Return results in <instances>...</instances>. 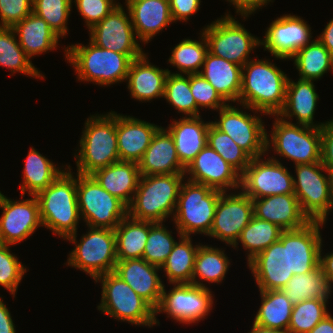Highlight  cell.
Listing matches in <instances>:
<instances>
[{
	"label": "cell",
	"mask_w": 333,
	"mask_h": 333,
	"mask_svg": "<svg viewBox=\"0 0 333 333\" xmlns=\"http://www.w3.org/2000/svg\"><path fill=\"white\" fill-rule=\"evenodd\" d=\"M288 79L269 60H249L242 67L240 105L256 113L278 115L285 104Z\"/></svg>",
	"instance_id": "obj_1"
},
{
	"label": "cell",
	"mask_w": 333,
	"mask_h": 333,
	"mask_svg": "<svg viewBox=\"0 0 333 333\" xmlns=\"http://www.w3.org/2000/svg\"><path fill=\"white\" fill-rule=\"evenodd\" d=\"M46 189L35 196L39 203L42 227L66 239L77 234L80 212L77 198V178L71 173L70 165Z\"/></svg>",
	"instance_id": "obj_2"
},
{
	"label": "cell",
	"mask_w": 333,
	"mask_h": 333,
	"mask_svg": "<svg viewBox=\"0 0 333 333\" xmlns=\"http://www.w3.org/2000/svg\"><path fill=\"white\" fill-rule=\"evenodd\" d=\"M186 174L141 176L128 205V216L136 220L163 222L175 214L178 194Z\"/></svg>",
	"instance_id": "obj_3"
},
{
	"label": "cell",
	"mask_w": 333,
	"mask_h": 333,
	"mask_svg": "<svg viewBox=\"0 0 333 333\" xmlns=\"http://www.w3.org/2000/svg\"><path fill=\"white\" fill-rule=\"evenodd\" d=\"M87 118L80 138V149L75 154L77 173L91 175L120 161L116 136V113Z\"/></svg>",
	"instance_id": "obj_4"
},
{
	"label": "cell",
	"mask_w": 333,
	"mask_h": 333,
	"mask_svg": "<svg viewBox=\"0 0 333 333\" xmlns=\"http://www.w3.org/2000/svg\"><path fill=\"white\" fill-rule=\"evenodd\" d=\"M65 56L75 68L79 81L95 82L102 86L126 81L132 62L127 55L100 48L91 41L87 46H67Z\"/></svg>",
	"instance_id": "obj_5"
},
{
	"label": "cell",
	"mask_w": 333,
	"mask_h": 333,
	"mask_svg": "<svg viewBox=\"0 0 333 333\" xmlns=\"http://www.w3.org/2000/svg\"><path fill=\"white\" fill-rule=\"evenodd\" d=\"M221 191L207 185L186 181L181 184L178 202L173 216L178 235H209Z\"/></svg>",
	"instance_id": "obj_6"
},
{
	"label": "cell",
	"mask_w": 333,
	"mask_h": 333,
	"mask_svg": "<svg viewBox=\"0 0 333 333\" xmlns=\"http://www.w3.org/2000/svg\"><path fill=\"white\" fill-rule=\"evenodd\" d=\"M95 282L102 284L99 311L134 325H155V310L114 272L99 276Z\"/></svg>",
	"instance_id": "obj_7"
},
{
	"label": "cell",
	"mask_w": 333,
	"mask_h": 333,
	"mask_svg": "<svg viewBox=\"0 0 333 333\" xmlns=\"http://www.w3.org/2000/svg\"><path fill=\"white\" fill-rule=\"evenodd\" d=\"M80 243L76 233L65 240L75 244L67 260V265L89 274L94 280L101 275L114 272L118 261L114 229L89 227Z\"/></svg>",
	"instance_id": "obj_8"
},
{
	"label": "cell",
	"mask_w": 333,
	"mask_h": 333,
	"mask_svg": "<svg viewBox=\"0 0 333 333\" xmlns=\"http://www.w3.org/2000/svg\"><path fill=\"white\" fill-rule=\"evenodd\" d=\"M275 118L271 142L266 135V152L272 144L278 155L291 159L295 165L321 161V128L296 125L277 115Z\"/></svg>",
	"instance_id": "obj_9"
},
{
	"label": "cell",
	"mask_w": 333,
	"mask_h": 333,
	"mask_svg": "<svg viewBox=\"0 0 333 333\" xmlns=\"http://www.w3.org/2000/svg\"><path fill=\"white\" fill-rule=\"evenodd\" d=\"M80 217L88 227L115 229L128 215V206L111 195L91 175L77 173Z\"/></svg>",
	"instance_id": "obj_10"
},
{
	"label": "cell",
	"mask_w": 333,
	"mask_h": 333,
	"mask_svg": "<svg viewBox=\"0 0 333 333\" xmlns=\"http://www.w3.org/2000/svg\"><path fill=\"white\" fill-rule=\"evenodd\" d=\"M208 52L243 67L253 49L261 45L260 39L249 33L229 13L203 28Z\"/></svg>",
	"instance_id": "obj_11"
},
{
	"label": "cell",
	"mask_w": 333,
	"mask_h": 333,
	"mask_svg": "<svg viewBox=\"0 0 333 333\" xmlns=\"http://www.w3.org/2000/svg\"><path fill=\"white\" fill-rule=\"evenodd\" d=\"M294 194L309 221L324 222L333 209L328 172L322 162L295 165ZM322 171V172H320ZM331 210V211H330Z\"/></svg>",
	"instance_id": "obj_12"
},
{
	"label": "cell",
	"mask_w": 333,
	"mask_h": 333,
	"mask_svg": "<svg viewBox=\"0 0 333 333\" xmlns=\"http://www.w3.org/2000/svg\"><path fill=\"white\" fill-rule=\"evenodd\" d=\"M167 293L165 285L158 307L155 309V324L159 325L156 314L162 311L179 323L192 324L205 318L213 307V294L208 287L194 284H173Z\"/></svg>",
	"instance_id": "obj_13"
},
{
	"label": "cell",
	"mask_w": 333,
	"mask_h": 333,
	"mask_svg": "<svg viewBox=\"0 0 333 333\" xmlns=\"http://www.w3.org/2000/svg\"><path fill=\"white\" fill-rule=\"evenodd\" d=\"M264 160L261 157L251 159L241 175V191L251 199L294 194L293 175L286 167L273 156Z\"/></svg>",
	"instance_id": "obj_14"
},
{
	"label": "cell",
	"mask_w": 333,
	"mask_h": 333,
	"mask_svg": "<svg viewBox=\"0 0 333 333\" xmlns=\"http://www.w3.org/2000/svg\"><path fill=\"white\" fill-rule=\"evenodd\" d=\"M212 123L229 135L251 158L262 157L266 153V129L261 117L252 116L229 103L219 109V120Z\"/></svg>",
	"instance_id": "obj_15"
},
{
	"label": "cell",
	"mask_w": 333,
	"mask_h": 333,
	"mask_svg": "<svg viewBox=\"0 0 333 333\" xmlns=\"http://www.w3.org/2000/svg\"><path fill=\"white\" fill-rule=\"evenodd\" d=\"M121 4L114 8L90 31V41L96 46L127 55L131 60L141 57L144 52L136 40L135 31Z\"/></svg>",
	"instance_id": "obj_16"
},
{
	"label": "cell",
	"mask_w": 333,
	"mask_h": 333,
	"mask_svg": "<svg viewBox=\"0 0 333 333\" xmlns=\"http://www.w3.org/2000/svg\"><path fill=\"white\" fill-rule=\"evenodd\" d=\"M238 194L222 192L215 209L209 237L233 246L242 230L254 216L252 199L243 191Z\"/></svg>",
	"instance_id": "obj_17"
},
{
	"label": "cell",
	"mask_w": 333,
	"mask_h": 333,
	"mask_svg": "<svg viewBox=\"0 0 333 333\" xmlns=\"http://www.w3.org/2000/svg\"><path fill=\"white\" fill-rule=\"evenodd\" d=\"M31 199L13 201L0 192V243L14 245L30 237L42 226L39 203L35 195Z\"/></svg>",
	"instance_id": "obj_18"
},
{
	"label": "cell",
	"mask_w": 333,
	"mask_h": 333,
	"mask_svg": "<svg viewBox=\"0 0 333 333\" xmlns=\"http://www.w3.org/2000/svg\"><path fill=\"white\" fill-rule=\"evenodd\" d=\"M247 265L259 291L282 289L294 275L289 272L288 230L283 231L278 241L258 253Z\"/></svg>",
	"instance_id": "obj_19"
},
{
	"label": "cell",
	"mask_w": 333,
	"mask_h": 333,
	"mask_svg": "<svg viewBox=\"0 0 333 333\" xmlns=\"http://www.w3.org/2000/svg\"><path fill=\"white\" fill-rule=\"evenodd\" d=\"M300 16L285 14L267 27L261 46L281 60L292 58L310 43L311 28Z\"/></svg>",
	"instance_id": "obj_20"
},
{
	"label": "cell",
	"mask_w": 333,
	"mask_h": 333,
	"mask_svg": "<svg viewBox=\"0 0 333 333\" xmlns=\"http://www.w3.org/2000/svg\"><path fill=\"white\" fill-rule=\"evenodd\" d=\"M187 173V180L221 192L241 187V175L208 144L186 167Z\"/></svg>",
	"instance_id": "obj_21"
},
{
	"label": "cell",
	"mask_w": 333,
	"mask_h": 333,
	"mask_svg": "<svg viewBox=\"0 0 333 333\" xmlns=\"http://www.w3.org/2000/svg\"><path fill=\"white\" fill-rule=\"evenodd\" d=\"M324 224L310 221L300 229L288 230L289 272L299 275L311 272L319 266L322 247L319 229Z\"/></svg>",
	"instance_id": "obj_22"
},
{
	"label": "cell",
	"mask_w": 333,
	"mask_h": 333,
	"mask_svg": "<svg viewBox=\"0 0 333 333\" xmlns=\"http://www.w3.org/2000/svg\"><path fill=\"white\" fill-rule=\"evenodd\" d=\"M158 270H161L160 267L141 258L118 260L114 273L155 310L160 303L164 287Z\"/></svg>",
	"instance_id": "obj_23"
},
{
	"label": "cell",
	"mask_w": 333,
	"mask_h": 333,
	"mask_svg": "<svg viewBox=\"0 0 333 333\" xmlns=\"http://www.w3.org/2000/svg\"><path fill=\"white\" fill-rule=\"evenodd\" d=\"M160 127L116 112V136L120 161L139 163Z\"/></svg>",
	"instance_id": "obj_24"
},
{
	"label": "cell",
	"mask_w": 333,
	"mask_h": 333,
	"mask_svg": "<svg viewBox=\"0 0 333 333\" xmlns=\"http://www.w3.org/2000/svg\"><path fill=\"white\" fill-rule=\"evenodd\" d=\"M254 216L269 221L284 231L296 230L309 223L295 194L272 195L252 199Z\"/></svg>",
	"instance_id": "obj_25"
},
{
	"label": "cell",
	"mask_w": 333,
	"mask_h": 333,
	"mask_svg": "<svg viewBox=\"0 0 333 333\" xmlns=\"http://www.w3.org/2000/svg\"><path fill=\"white\" fill-rule=\"evenodd\" d=\"M136 37L145 44L170 23L169 0H125Z\"/></svg>",
	"instance_id": "obj_26"
},
{
	"label": "cell",
	"mask_w": 333,
	"mask_h": 333,
	"mask_svg": "<svg viewBox=\"0 0 333 333\" xmlns=\"http://www.w3.org/2000/svg\"><path fill=\"white\" fill-rule=\"evenodd\" d=\"M141 176L158 174H185L171 134L160 126L149 147L138 163Z\"/></svg>",
	"instance_id": "obj_27"
},
{
	"label": "cell",
	"mask_w": 333,
	"mask_h": 333,
	"mask_svg": "<svg viewBox=\"0 0 333 333\" xmlns=\"http://www.w3.org/2000/svg\"><path fill=\"white\" fill-rule=\"evenodd\" d=\"M169 69H159L151 65L146 53L132 60L128 70V90L138 101H150L164 97L165 82Z\"/></svg>",
	"instance_id": "obj_28"
},
{
	"label": "cell",
	"mask_w": 333,
	"mask_h": 333,
	"mask_svg": "<svg viewBox=\"0 0 333 333\" xmlns=\"http://www.w3.org/2000/svg\"><path fill=\"white\" fill-rule=\"evenodd\" d=\"M211 122H203L201 116L174 120L166 129L172 136L177 156L186 168L207 145V131Z\"/></svg>",
	"instance_id": "obj_29"
},
{
	"label": "cell",
	"mask_w": 333,
	"mask_h": 333,
	"mask_svg": "<svg viewBox=\"0 0 333 333\" xmlns=\"http://www.w3.org/2000/svg\"><path fill=\"white\" fill-rule=\"evenodd\" d=\"M318 99L312 80L299 79L298 82H294L288 79L285 104L277 116L282 120L295 117L298 120L296 124L321 128L324 122H313Z\"/></svg>",
	"instance_id": "obj_30"
},
{
	"label": "cell",
	"mask_w": 333,
	"mask_h": 333,
	"mask_svg": "<svg viewBox=\"0 0 333 333\" xmlns=\"http://www.w3.org/2000/svg\"><path fill=\"white\" fill-rule=\"evenodd\" d=\"M91 176L102 188L128 206L138 188L141 174L138 163L118 161L95 171Z\"/></svg>",
	"instance_id": "obj_31"
},
{
	"label": "cell",
	"mask_w": 333,
	"mask_h": 333,
	"mask_svg": "<svg viewBox=\"0 0 333 333\" xmlns=\"http://www.w3.org/2000/svg\"><path fill=\"white\" fill-rule=\"evenodd\" d=\"M199 74L226 102H239L242 85L241 66L208 52Z\"/></svg>",
	"instance_id": "obj_32"
},
{
	"label": "cell",
	"mask_w": 333,
	"mask_h": 333,
	"mask_svg": "<svg viewBox=\"0 0 333 333\" xmlns=\"http://www.w3.org/2000/svg\"><path fill=\"white\" fill-rule=\"evenodd\" d=\"M13 30L18 35V42L29 59L43 52L55 50L58 46L60 37L44 19L33 12L18 22Z\"/></svg>",
	"instance_id": "obj_33"
},
{
	"label": "cell",
	"mask_w": 333,
	"mask_h": 333,
	"mask_svg": "<svg viewBox=\"0 0 333 333\" xmlns=\"http://www.w3.org/2000/svg\"><path fill=\"white\" fill-rule=\"evenodd\" d=\"M154 223L136 220L127 215L114 229L117 259H141L149 236V229Z\"/></svg>",
	"instance_id": "obj_34"
},
{
	"label": "cell",
	"mask_w": 333,
	"mask_h": 333,
	"mask_svg": "<svg viewBox=\"0 0 333 333\" xmlns=\"http://www.w3.org/2000/svg\"><path fill=\"white\" fill-rule=\"evenodd\" d=\"M64 170L56 168L55 164L41 155L33 147L28 152L23 171V183L20 187L22 198L26 191L28 195H36L46 189Z\"/></svg>",
	"instance_id": "obj_35"
},
{
	"label": "cell",
	"mask_w": 333,
	"mask_h": 333,
	"mask_svg": "<svg viewBox=\"0 0 333 333\" xmlns=\"http://www.w3.org/2000/svg\"><path fill=\"white\" fill-rule=\"evenodd\" d=\"M261 306L254 323L266 328L287 332L292 314L293 303L279 290L260 291Z\"/></svg>",
	"instance_id": "obj_36"
},
{
	"label": "cell",
	"mask_w": 333,
	"mask_h": 333,
	"mask_svg": "<svg viewBox=\"0 0 333 333\" xmlns=\"http://www.w3.org/2000/svg\"><path fill=\"white\" fill-rule=\"evenodd\" d=\"M199 246H194L189 236H182L179 242H176L160 268L166 272L165 276L170 284H192L195 256Z\"/></svg>",
	"instance_id": "obj_37"
},
{
	"label": "cell",
	"mask_w": 333,
	"mask_h": 333,
	"mask_svg": "<svg viewBox=\"0 0 333 333\" xmlns=\"http://www.w3.org/2000/svg\"><path fill=\"white\" fill-rule=\"evenodd\" d=\"M281 290L293 304L307 299L327 300L332 292L320 265L311 272L293 275Z\"/></svg>",
	"instance_id": "obj_38"
},
{
	"label": "cell",
	"mask_w": 333,
	"mask_h": 333,
	"mask_svg": "<svg viewBox=\"0 0 333 333\" xmlns=\"http://www.w3.org/2000/svg\"><path fill=\"white\" fill-rule=\"evenodd\" d=\"M229 264L230 261L225 255L224 250L208 245H200L195 256L192 284L206 287L197 277L212 283L222 282L226 272H228Z\"/></svg>",
	"instance_id": "obj_39"
},
{
	"label": "cell",
	"mask_w": 333,
	"mask_h": 333,
	"mask_svg": "<svg viewBox=\"0 0 333 333\" xmlns=\"http://www.w3.org/2000/svg\"><path fill=\"white\" fill-rule=\"evenodd\" d=\"M292 59L299 71V79L314 82L330 69L333 70V57L317 38L300 49Z\"/></svg>",
	"instance_id": "obj_40"
},
{
	"label": "cell",
	"mask_w": 333,
	"mask_h": 333,
	"mask_svg": "<svg viewBox=\"0 0 333 333\" xmlns=\"http://www.w3.org/2000/svg\"><path fill=\"white\" fill-rule=\"evenodd\" d=\"M283 231L279 226L253 216L232 247H237L238 241L241 242L244 249L249 252L247 255L248 263L258 253L278 241Z\"/></svg>",
	"instance_id": "obj_41"
},
{
	"label": "cell",
	"mask_w": 333,
	"mask_h": 333,
	"mask_svg": "<svg viewBox=\"0 0 333 333\" xmlns=\"http://www.w3.org/2000/svg\"><path fill=\"white\" fill-rule=\"evenodd\" d=\"M16 36L13 28L0 27V66L10 69L11 73L45 78L26 56Z\"/></svg>",
	"instance_id": "obj_42"
},
{
	"label": "cell",
	"mask_w": 333,
	"mask_h": 333,
	"mask_svg": "<svg viewBox=\"0 0 333 333\" xmlns=\"http://www.w3.org/2000/svg\"><path fill=\"white\" fill-rule=\"evenodd\" d=\"M201 35L200 41L183 39L172 50L168 61L184 75L200 73L199 68L202 69L208 53V44L204 34Z\"/></svg>",
	"instance_id": "obj_43"
},
{
	"label": "cell",
	"mask_w": 333,
	"mask_h": 333,
	"mask_svg": "<svg viewBox=\"0 0 333 333\" xmlns=\"http://www.w3.org/2000/svg\"><path fill=\"white\" fill-rule=\"evenodd\" d=\"M207 144L240 175L245 172L252 159L229 135L220 131L212 122L207 131Z\"/></svg>",
	"instance_id": "obj_44"
},
{
	"label": "cell",
	"mask_w": 333,
	"mask_h": 333,
	"mask_svg": "<svg viewBox=\"0 0 333 333\" xmlns=\"http://www.w3.org/2000/svg\"><path fill=\"white\" fill-rule=\"evenodd\" d=\"M187 76V77H185ZM169 73L165 82L164 97L169 104L187 117L200 116L196 101L190 90V74Z\"/></svg>",
	"instance_id": "obj_45"
},
{
	"label": "cell",
	"mask_w": 333,
	"mask_h": 333,
	"mask_svg": "<svg viewBox=\"0 0 333 333\" xmlns=\"http://www.w3.org/2000/svg\"><path fill=\"white\" fill-rule=\"evenodd\" d=\"M324 299H307L293 304L288 333H309L329 312Z\"/></svg>",
	"instance_id": "obj_46"
},
{
	"label": "cell",
	"mask_w": 333,
	"mask_h": 333,
	"mask_svg": "<svg viewBox=\"0 0 333 333\" xmlns=\"http://www.w3.org/2000/svg\"><path fill=\"white\" fill-rule=\"evenodd\" d=\"M72 3V0H33L32 12L44 19L59 37H64Z\"/></svg>",
	"instance_id": "obj_47"
},
{
	"label": "cell",
	"mask_w": 333,
	"mask_h": 333,
	"mask_svg": "<svg viewBox=\"0 0 333 333\" xmlns=\"http://www.w3.org/2000/svg\"><path fill=\"white\" fill-rule=\"evenodd\" d=\"M171 233L163 222H155L149 229L142 259L161 268L176 244Z\"/></svg>",
	"instance_id": "obj_48"
},
{
	"label": "cell",
	"mask_w": 333,
	"mask_h": 333,
	"mask_svg": "<svg viewBox=\"0 0 333 333\" xmlns=\"http://www.w3.org/2000/svg\"><path fill=\"white\" fill-rule=\"evenodd\" d=\"M10 245L0 243V285L15 297L17 288L27 272L22 262L10 252Z\"/></svg>",
	"instance_id": "obj_49"
},
{
	"label": "cell",
	"mask_w": 333,
	"mask_h": 333,
	"mask_svg": "<svg viewBox=\"0 0 333 333\" xmlns=\"http://www.w3.org/2000/svg\"><path fill=\"white\" fill-rule=\"evenodd\" d=\"M190 90L198 109L201 107L218 111L228 104L199 73L190 74Z\"/></svg>",
	"instance_id": "obj_50"
},
{
	"label": "cell",
	"mask_w": 333,
	"mask_h": 333,
	"mask_svg": "<svg viewBox=\"0 0 333 333\" xmlns=\"http://www.w3.org/2000/svg\"><path fill=\"white\" fill-rule=\"evenodd\" d=\"M72 2H75V6L85 19L88 29L102 21L119 5L115 0H72Z\"/></svg>",
	"instance_id": "obj_51"
},
{
	"label": "cell",
	"mask_w": 333,
	"mask_h": 333,
	"mask_svg": "<svg viewBox=\"0 0 333 333\" xmlns=\"http://www.w3.org/2000/svg\"><path fill=\"white\" fill-rule=\"evenodd\" d=\"M33 0H0V27L13 28L32 13Z\"/></svg>",
	"instance_id": "obj_52"
},
{
	"label": "cell",
	"mask_w": 333,
	"mask_h": 333,
	"mask_svg": "<svg viewBox=\"0 0 333 333\" xmlns=\"http://www.w3.org/2000/svg\"><path fill=\"white\" fill-rule=\"evenodd\" d=\"M321 162L325 168H333V119L321 127Z\"/></svg>",
	"instance_id": "obj_53"
},
{
	"label": "cell",
	"mask_w": 333,
	"mask_h": 333,
	"mask_svg": "<svg viewBox=\"0 0 333 333\" xmlns=\"http://www.w3.org/2000/svg\"><path fill=\"white\" fill-rule=\"evenodd\" d=\"M200 3L201 0H169L173 21H188L199 10Z\"/></svg>",
	"instance_id": "obj_54"
},
{
	"label": "cell",
	"mask_w": 333,
	"mask_h": 333,
	"mask_svg": "<svg viewBox=\"0 0 333 333\" xmlns=\"http://www.w3.org/2000/svg\"><path fill=\"white\" fill-rule=\"evenodd\" d=\"M232 3L236 8V12L240 14L244 19L253 14L254 11L260 9L262 6L267 5L273 0H227Z\"/></svg>",
	"instance_id": "obj_55"
},
{
	"label": "cell",
	"mask_w": 333,
	"mask_h": 333,
	"mask_svg": "<svg viewBox=\"0 0 333 333\" xmlns=\"http://www.w3.org/2000/svg\"><path fill=\"white\" fill-rule=\"evenodd\" d=\"M0 333H16L12 316L0 298Z\"/></svg>",
	"instance_id": "obj_56"
},
{
	"label": "cell",
	"mask_w": 333,
	"mask_h": 333,
	"mask_svg": "<svg viewBox=\"0 0 333 333\" xmlns=\"http://www.w3.org/2000/svg\"><path fill=\"white\" fill-rule=\"evenodd\" d=\"M322 248L320 249V262L319 265L327 278L328 284L332 290L333 284V253L322 255Z\"/></svg>",
	"instance_id": "obj_57"
},
{
	"label": "cell",
	"mask_w": 333,
	"mask_h": 333,
	"mask_svg": "<svg viewBox=\"0 0 333 333\" xmlns=\"http://www.w3.org/2000/svg\"><path fill=\"white\" fill-rule=\"evenodd\" d=\"M322 45L329 51L331 56L333 57V19H331L322 34L317 38Z\"/></svg>",
	"instance_id": "obj_58"
},
{
	"label": "cell",
	"mask_w": 333,
	"mask_h": 333,
	"mask_svg": "<svg viewBox=\"0 0 333 333\" xmlns=\"http://www.w3.org/2000/svg\"><path fill=\"white\" fill-rule=\"evenodd\" d=\"M309 333H333V317L327 314Z\"/></svg>",
	"instance_id": "obj_59"
},
{
	"label": "cell",
	"mask_w": 333,
	"mask_h": 333,
	"mask_svg": "<svg viewBox=\"0 0 333 333\" xmlns=\"http://www.w3.org/2000/svg\"><path fill=\"white\" fill-rule=\"evenodd\" d=\"M248 333H288L278 329L266 328L253 322L252 330Z\"/></svg>",
	"instance_id": "obj_60"
},
{
	"label": "cell",
	"mask_w": 333,
	"mask_h": 333,
	"mask_svg": "<svg viewBox=\"0 0 333 333\" xmlns=\"http://www.w3.org/2000/svg\"><path fill=\"white\" fill-rule=\"evenodd\" d=\"M329 177L330 194L333 201V168H326Z\"/></svg>",
	"instance_id": "obj_61"
}]
</instances>
